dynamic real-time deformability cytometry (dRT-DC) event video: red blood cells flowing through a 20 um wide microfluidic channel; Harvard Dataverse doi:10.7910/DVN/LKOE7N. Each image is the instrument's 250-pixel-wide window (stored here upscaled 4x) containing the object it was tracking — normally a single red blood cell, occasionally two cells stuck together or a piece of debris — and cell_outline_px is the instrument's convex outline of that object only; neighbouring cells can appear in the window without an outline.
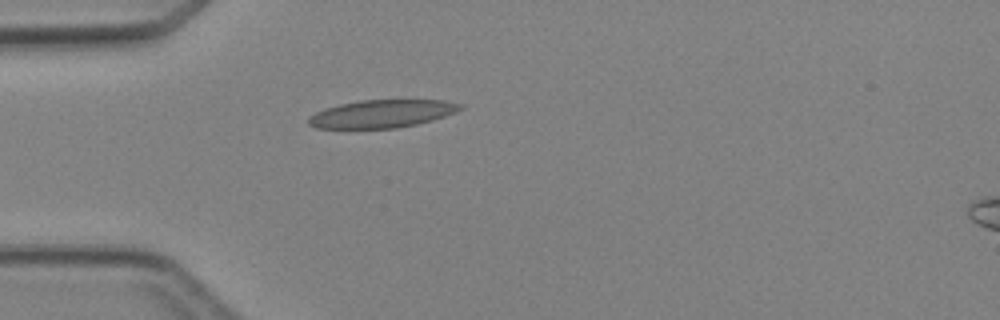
{"species": "Egyptian fruit bat (a non-hibernating species)", "species_latin": "Rousettus aegyptiacus", "temperature_condition": "cold", "stored_images_in_passage": 2, "camera_frame_rate_fps": 3000, "um_per_image_px": 0.085, "animal": {"sex": "female"}, "frame": {"image": 1, "passage_image": 1, "time_ms": 0.0, "image_size_px": [1000, 320], "cell_outline_px": [[464, 108], [456, 112], [432, 120], [416, 124], [396, 128], [316, 128], [308, 124], [308, 116], [324, 108], [340, 104], [360, 100], [448, 100], [464, 104]], "centroid_in_image_um": [32.48, 9.66], "position_along_channel_um": 52.5, "area_um2": 24.74}}